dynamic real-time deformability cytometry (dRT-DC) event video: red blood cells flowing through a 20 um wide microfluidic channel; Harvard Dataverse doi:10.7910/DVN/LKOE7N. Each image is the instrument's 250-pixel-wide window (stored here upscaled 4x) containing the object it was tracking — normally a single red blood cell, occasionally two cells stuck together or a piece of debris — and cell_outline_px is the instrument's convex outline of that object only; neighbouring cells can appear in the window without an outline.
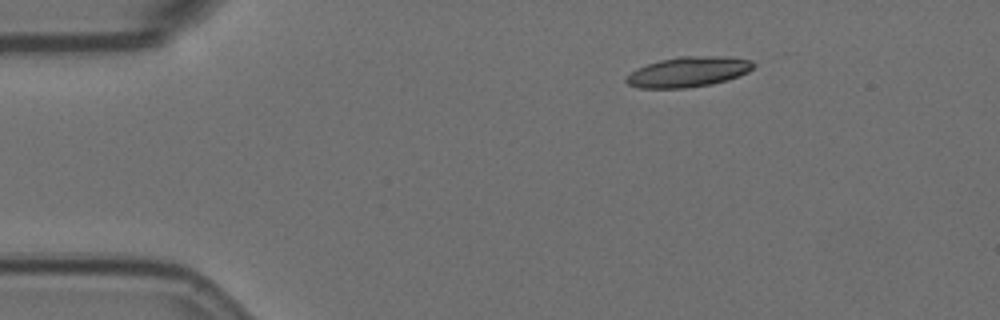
{"species": "Egyptian fruit bat (a non-hibernating species)", "species_latin": "Rousettus aegyptiacus", "temperature_condition": "room temperature", "stored_images_in_passage": 5, "camera_frame_rate_fps": 3000, "um_per_image_px": 0.085, "animal": {"sex": "female"}, "frame": {"image": 1, "passage_image": 3, "time_ms": 2.333, "image_size_px": [1000, 320], "cell_outline_px": [[756, 64], [748, 72], [728, 80], [712, 84], [688, 88], [640, 88], [628, 84], [624, 80], [636, 68], [660, 60], [680, 56], [724, 56], [752, 60]], "centroid_in_image_um": [58.53, 6.11], "position_along_channel_um": 26.5, "area_um2": 22.43}}